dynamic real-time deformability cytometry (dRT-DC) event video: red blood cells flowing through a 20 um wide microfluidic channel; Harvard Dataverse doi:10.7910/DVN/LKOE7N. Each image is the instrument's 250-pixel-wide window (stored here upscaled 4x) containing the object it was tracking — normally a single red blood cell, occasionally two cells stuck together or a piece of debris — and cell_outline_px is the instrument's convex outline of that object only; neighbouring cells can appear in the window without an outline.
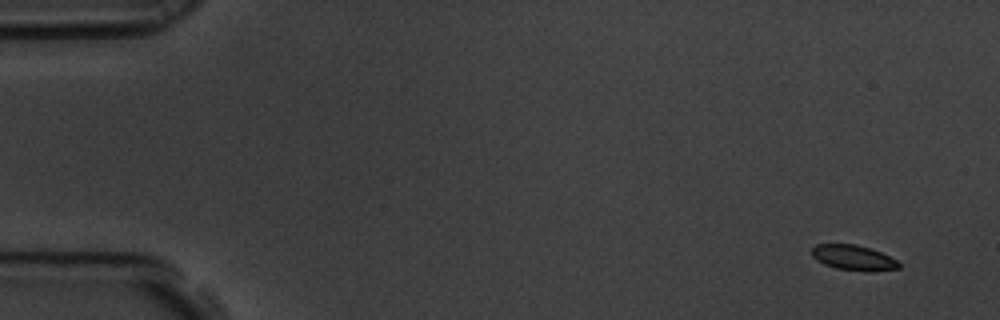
{"species": "common noctule bat (a hibernating species)", "species_latin": "Nyctalus noctula", "temperature_condition": "room temperature", "stored_images_in_passage": 5, "camera_frame_rate_fps": 3000, "um_per_image_px": 0.085, "animal": {"sex": "male", "body_mass_g": 19.5, "forearm_length_mm": 54.6}, "frame": {"image": 1, "passage_image": 1, "time_ms": 0.0, "image_size_px": [1000, 320], "cell_outline_px": [[900, 268], [868, 272], [864, 272], [836, 268], [824, 264], [816, 260], [812, 256], [812, 248], [816, 244], [856, 244], [880, 252], [896, 260], [900, 264]], "centroid_in_image_um": [72.52, 21.91], "position_along_channel_um": 12.5, "area_um2": 12.77}}
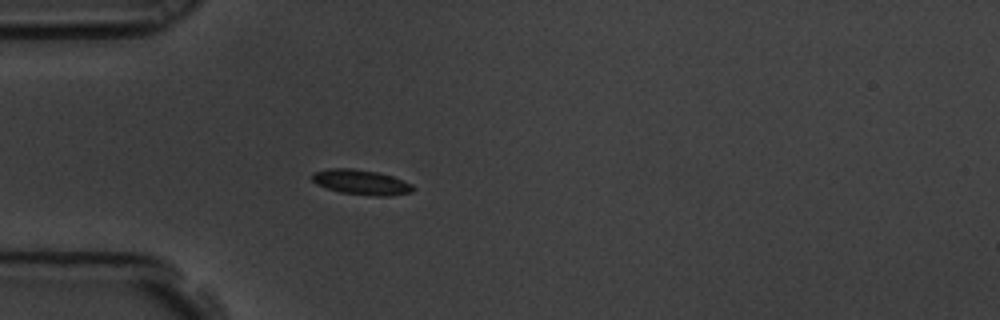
{"frame": {"image": 2, "passage_image": 5, "time_ms": 1.333, "image_size_px": [1000, 320], "cell_outline_px": [[416, 188], [412, 192], [388, 196], [376, 196], [340, 192], [316, 184], [308, 176], [312, 172], [328, 168], [352, 168], [376, 172], [392, 176], [412, 184]], "centroid_in_image_um": [30.66, 15.48], "position_along_channel_um": 54.3, "area_um2": 14.8}}